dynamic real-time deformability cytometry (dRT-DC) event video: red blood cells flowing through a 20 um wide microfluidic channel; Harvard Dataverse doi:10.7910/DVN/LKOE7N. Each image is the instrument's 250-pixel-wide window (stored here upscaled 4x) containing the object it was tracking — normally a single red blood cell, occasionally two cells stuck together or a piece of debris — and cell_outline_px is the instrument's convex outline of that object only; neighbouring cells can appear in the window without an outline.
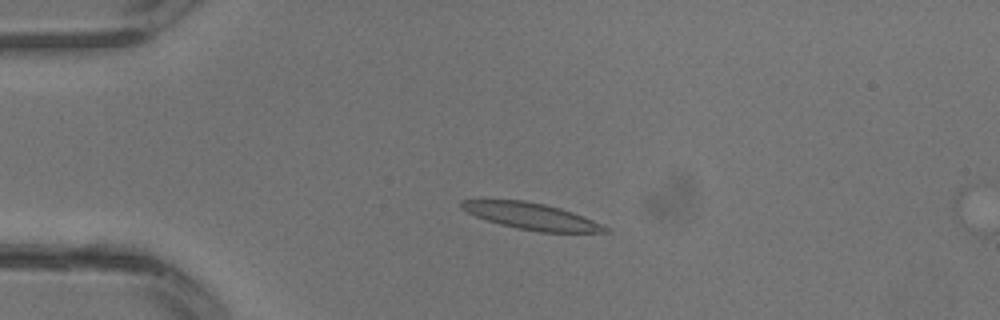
{"species": "common noctule bat (a hibernating species)", "species_latin": "Nyctalus noctula", "temperature_condition": "warm", "stored_images_in_passage": 10, "camera_frame_rate_fps": 3000, "um_per_image_px": 0.085, "animal": {"sex": "male", "body_mass_g": 13.3}, "frame": {"image": 1, "passage_image": 7, "time_ms": 2.0, "image_size_px": [1000, 320], "cell_outline_px": [[608, 232], [540, 232], [516, 228], [500, 224], [476, 216], [460, 208], [460, 200], [480, 196], [524, 200], [544, 204], [560, 208], [572, 212], [604, 224], [608, 228]], "centroid_in_image_um": [45.03, 18.32], "position_along_channel_um": 40.0, "area_um2": 22.95}}